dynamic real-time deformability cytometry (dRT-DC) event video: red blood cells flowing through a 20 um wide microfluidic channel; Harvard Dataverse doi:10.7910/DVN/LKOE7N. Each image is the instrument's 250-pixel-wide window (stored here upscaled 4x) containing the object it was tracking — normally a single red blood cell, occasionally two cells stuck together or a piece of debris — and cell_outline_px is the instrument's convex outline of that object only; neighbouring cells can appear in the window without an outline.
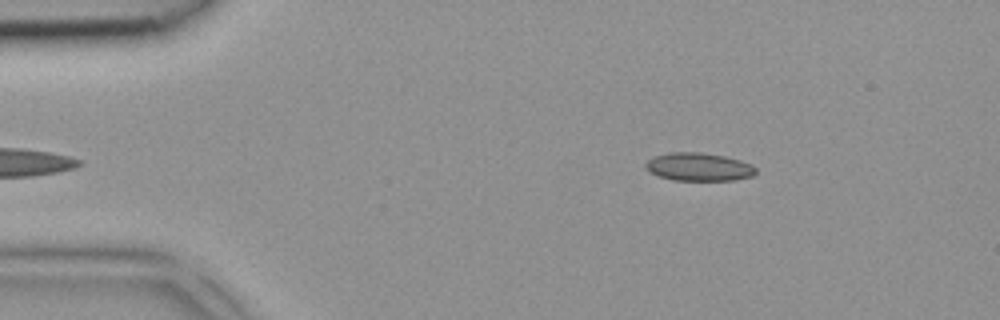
{"species": "common noctule bat (a hibernating species)", "species_latin": "Nyctalus noctula", "temperature_condition": "room temperature", "stored_images_in_passage": 3, "camera_frame_rate_fps": 3000, "um_per_image_px": 0.085, "animal": {"sex": "female", "body_mass_g": 18.4}, "frame": {"image": 1, "passage_image": 3, "time_ms": 0.667, "image_size_px": [1000, 320], "cell_outline_px": [[756, 172], [752, 176], [736, 180], [672, 180], [656, 176], [648, 172], [644, 164], [648, 160], [656, 156], [668, 152], [700, 152], [724, 156], [740, 160], [752, 164], [756, 168]], "centroid_in_image_um": [59.38, 14.19], "position_along_channel_um": 25.6, "area_um2": 18.21}}